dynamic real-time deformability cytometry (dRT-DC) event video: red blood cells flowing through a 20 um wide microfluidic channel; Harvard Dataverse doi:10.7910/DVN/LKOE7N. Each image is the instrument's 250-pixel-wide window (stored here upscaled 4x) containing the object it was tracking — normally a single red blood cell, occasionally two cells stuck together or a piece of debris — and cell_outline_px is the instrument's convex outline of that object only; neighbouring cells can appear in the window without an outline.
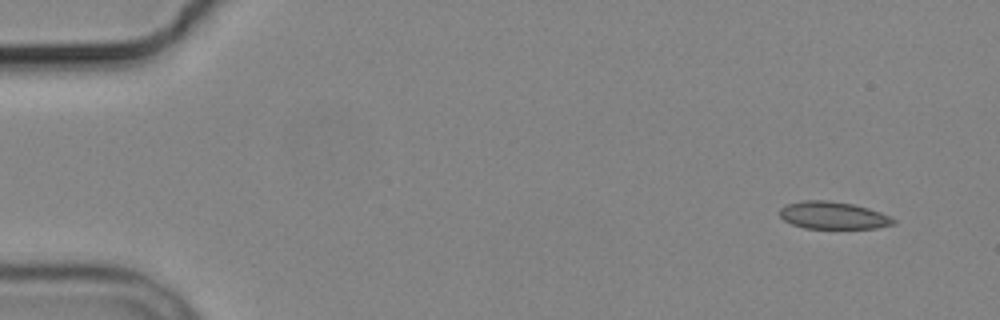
{"species": "common noctule bat (a hibernating species)", "species_latin": "Nyctalus noctula", "temperature_condition": "cold", "stored_images_in_passage": 10, "camera_frame_rate_fps": 3000, "um_per_image_px": 0.085, "animal": {"sex": "male", "body_mass_g": 19.2, "forearm_length_mm": 51.8}, "frame": {"image": 1, "passage_image": 1, "time_ms": 0.0, "image_size_px": [1000, 320], "cell_outline_px": [[896, 224], [876, 228], [804, 228], [792, 224], [784, 220], [780, 216], [780, 208], [788, 204], [804, 200], [824, 200], [852, 204], [868, 208], [880, 212], [896, 220]], "centroid_in_image_um": [70.82, 18.31], "position_along_channel_um": 14.2, "area_um2": 17.98}}
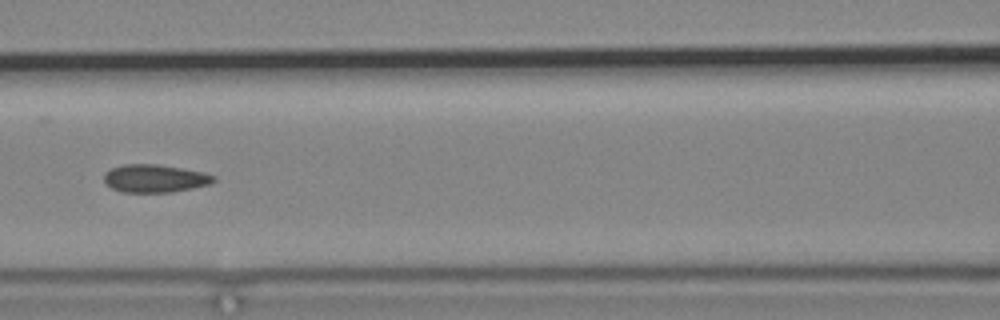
{"frame": {"image": 2, "passage_image": 7, "time_ms": 7.0, "image_size_px": [1000, 320], "cell_outline_px": [[216, 180], [208, 184], [192, 188], [172, 192], [120, 192], [112, 188], [104, 180], [104, 172], [112, 168], [124, 164], [156, 164], [204, 172], [216, 176]], "centroid_in_image_um": [13.15, 15.16], "position_along_channel_um": 153.4, "area_um2": 17.74}}
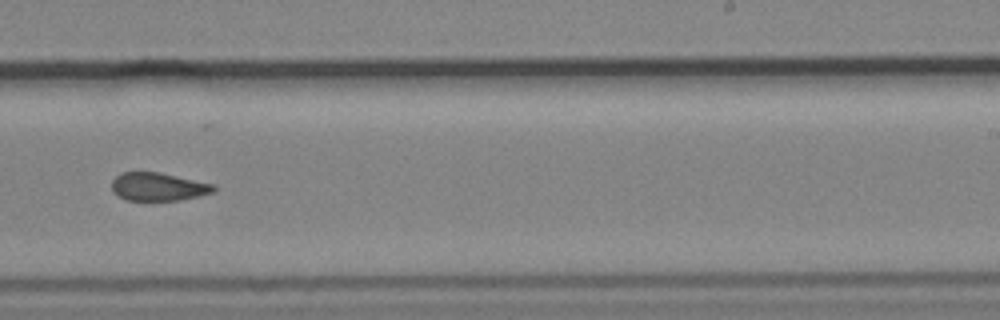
{"frame": {"image": 3, "passage_image": 10, "time_ms": 10.333, "image_size_px": [1000, 320], "cell_outline_px": [[216, 192], [180, 200], [148, 204], [124, 200], [116, 196], [112, 192], [112, 180], [120, 172], [160, 172], [216, 184]], "centroid_in_image_um": [13.43, 15.92], "position_along_channel_um": 275.6, "area_um2": 17.86}}